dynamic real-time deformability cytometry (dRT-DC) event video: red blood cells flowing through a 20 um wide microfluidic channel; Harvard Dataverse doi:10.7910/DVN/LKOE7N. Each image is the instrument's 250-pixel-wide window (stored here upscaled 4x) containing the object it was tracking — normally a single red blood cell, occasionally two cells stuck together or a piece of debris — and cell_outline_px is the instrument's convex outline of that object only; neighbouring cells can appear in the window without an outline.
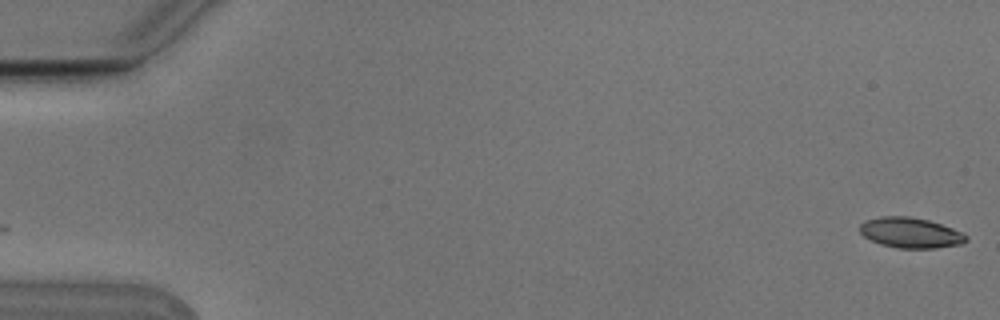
{"species": "Egyptian fruit bat (a non-hibernating species)", "species_latin": "Rousettus aegyptiacus", "temperature_condition": "cold", "stored_images_in_passage": 2, "camera_frame_rate_fps": 3000, "um_per_image_px": 0.085, "animal": {"sex": "male"}, "frame": {"image": 1, "passage_image": 2, "time_ms": 0.333, "image_size_px": [1000, 320], "cell_outline_px": [[968, 240], [964, 244], [936, 248], [896, 248], [880, 244], [864, 236], [860, 232], [860, 224], [864, 220], [880, 216], [908, 216], [928, 220], [952, 228], [968, 236]], "centroid_in_image_um": [77.39, 19.79], "position_along_channel_um": 7.6, "area_um2": 18.9}}